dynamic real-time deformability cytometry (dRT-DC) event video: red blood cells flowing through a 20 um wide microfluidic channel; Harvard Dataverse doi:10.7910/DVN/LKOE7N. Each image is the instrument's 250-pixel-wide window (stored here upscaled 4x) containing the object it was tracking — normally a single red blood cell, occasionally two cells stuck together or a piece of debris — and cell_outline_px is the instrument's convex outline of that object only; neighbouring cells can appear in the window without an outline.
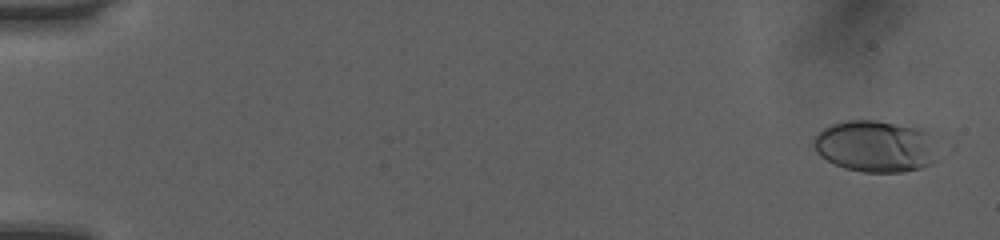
{"species": "human", "species_latin": "Homo sapiens", "temperature_condition": "room temperature", "stored_images_in_passage": 6, "camera_frame_rate_fps": 3000, "um_per_image_px": 0.085, "donor": {"sex": "female"}, "frame": {"image": 1, "passage_image": 1, "time_ms": 0.0, "image_size_px": [1000, 240], "cell_outline_px": [[940, 160], [932, 164], [920, 168], [900, 172], [864, 172], [844, 168], [820, 156], [816, 152], [812, 144], [812, 140], [824, 128], [832, 124], [848, 120], [876, 120], [916, 124], [936, 132]], "centroid_in_image_um": [74.6, 12.39], "position_along_channel_um": 10.4, "area_um2": 39.19}}
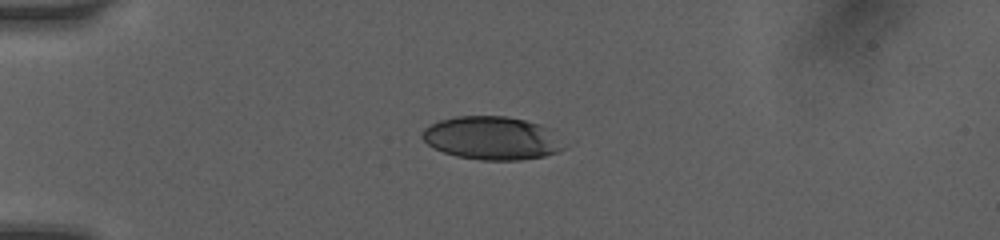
{"frame": {"image": 2, "passage_image": 5, "time_ms": 4.0, "image_size_px": [1000, 240], "cell_outline_px": [[568, 148], [544, 156], [520, 160], [480, 160], [456, 156], [444, 152], [428, 144], [420, 136], [420, 132], [424, 128], [440, 120], [456, 116], [508, 116], [540, 124], [552, 128], [568, 144]], "centroid_in_image_um": [41.89, 11.73], "position_along_channel_um": 43.1, "area_um2": 36.24}}